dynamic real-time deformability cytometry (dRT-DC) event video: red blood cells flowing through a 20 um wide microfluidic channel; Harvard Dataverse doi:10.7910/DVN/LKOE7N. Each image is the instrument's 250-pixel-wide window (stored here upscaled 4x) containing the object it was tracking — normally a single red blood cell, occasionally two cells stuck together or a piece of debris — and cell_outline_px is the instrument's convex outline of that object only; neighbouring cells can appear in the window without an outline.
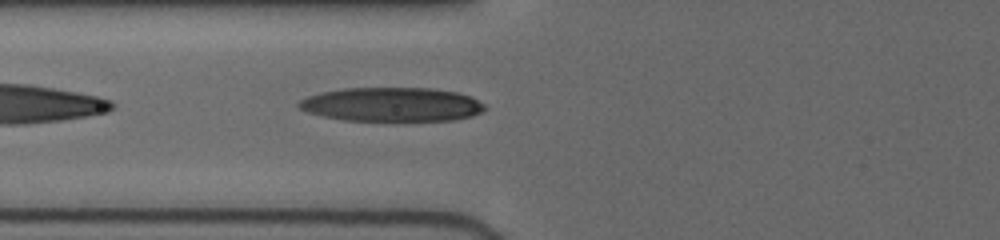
{"species": "human", "species_latin": "Homo sapiens", "temperature_condition": "cold", "stored_images_in_passage": 10, "camera_frame_rate_fps": 3000, "um_per_image_px": 0.085, "donor": {"sex": "female"}, "frame": {"image": 1, "passage_image": 10, "time_ms": 4.333, "image_size_px": [1000, 240], "cell_outline_px": [[488, 108], [484, 112], [472, 116], [452, 120], [344, 120], [324, 116], [308, 112], [300, 108], [296, 104], [300, 100], [308, 96], [320, 92], [344, 88], [428, 88], [456, 92], [468, 96], [484, 104]], "centroid_in_image_um": [33.3, 8.87], "position_along_channel_um": 92.5, "area_um2": 36.65}}